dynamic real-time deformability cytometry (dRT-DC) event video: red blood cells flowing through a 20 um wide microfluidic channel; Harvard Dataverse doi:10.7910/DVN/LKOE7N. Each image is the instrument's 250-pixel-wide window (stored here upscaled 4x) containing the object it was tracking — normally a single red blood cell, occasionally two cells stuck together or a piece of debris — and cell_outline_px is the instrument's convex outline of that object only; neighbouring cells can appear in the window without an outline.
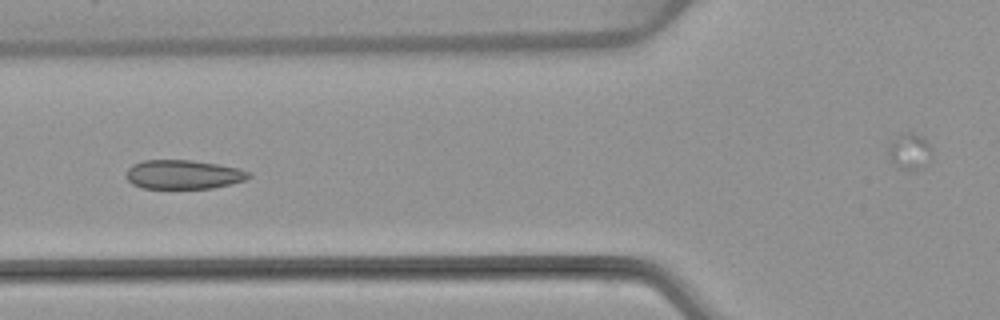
{"species": "common noctule bat (a hibernating species)", "species_latin": "Nyctalus noctula", "temperature_condition": "warm", "stored_images_in_passage": 5, "camera_frame_rate_fps": 3000, "um_per_image_px": 0.085, "animal": {"sex": "female", "body_mass_g": 22.7, "forearm_length_mm": 54.2}, "frame": {"image": 1, "passage_image": 5, "time_ms": 5.667, "image_size_px": [1000, 320], "cell_outline_px": [[252, 176], [248, 180], [232, 184], [212, 188], [144, 188], [132, 184], [124, 176], [128, 168], [132, 164], [144, 160], [192, 160], [240, 168], [252, 172]], "centroid_in_image_um": [15.62, 14.83], "position_along_channel_um": 110.2, "area_um2": 21.04}}